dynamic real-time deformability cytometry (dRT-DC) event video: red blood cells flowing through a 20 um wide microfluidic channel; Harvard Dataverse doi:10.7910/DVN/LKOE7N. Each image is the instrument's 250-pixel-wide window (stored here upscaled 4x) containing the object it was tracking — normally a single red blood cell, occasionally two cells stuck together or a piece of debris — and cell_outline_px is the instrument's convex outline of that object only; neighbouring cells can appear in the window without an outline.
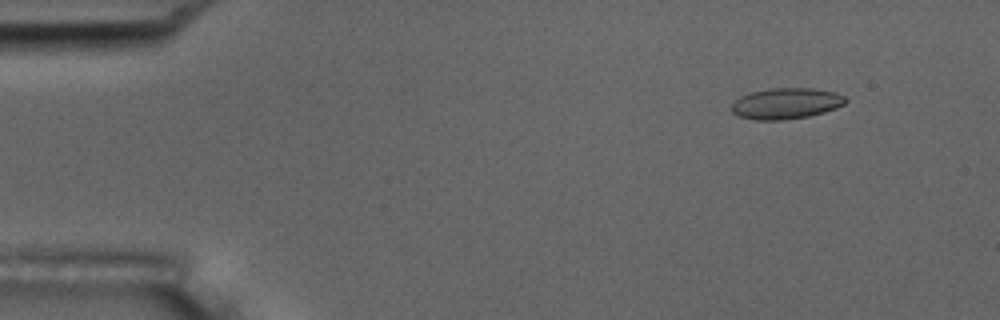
{"species": "common noctule bat (a hibernating species)", "species_latin": "Nyctalus noctula", "temperature_condition": "room temperature", "stored_images_in_passage": 4, "camera_frame_rate_fps": 3000, "um_per_image_px": 0.085, "animal": {"sex": "male", "body_mass_g": 17.5, "forearm_length_mm": 52.3}, "frame": {"image": 1, "passage_image": 2, "time_ms": 1.333, "image_size_px": [1000, 320], "cell_outline_px": [[848, 100], [844, 104], [836, 108], [824, 112], [808, 116], [784, 120], [756, 120], [740, 116], [732, 112], [732, 104], [740, 96], [748, 92], [768, 88], [812, 88], [836, 92], [844, 96]], "centroid_in_image_um": [66.82, 8.78], "position_along_channel_um": 18.2, "area_um2": 20.69}}